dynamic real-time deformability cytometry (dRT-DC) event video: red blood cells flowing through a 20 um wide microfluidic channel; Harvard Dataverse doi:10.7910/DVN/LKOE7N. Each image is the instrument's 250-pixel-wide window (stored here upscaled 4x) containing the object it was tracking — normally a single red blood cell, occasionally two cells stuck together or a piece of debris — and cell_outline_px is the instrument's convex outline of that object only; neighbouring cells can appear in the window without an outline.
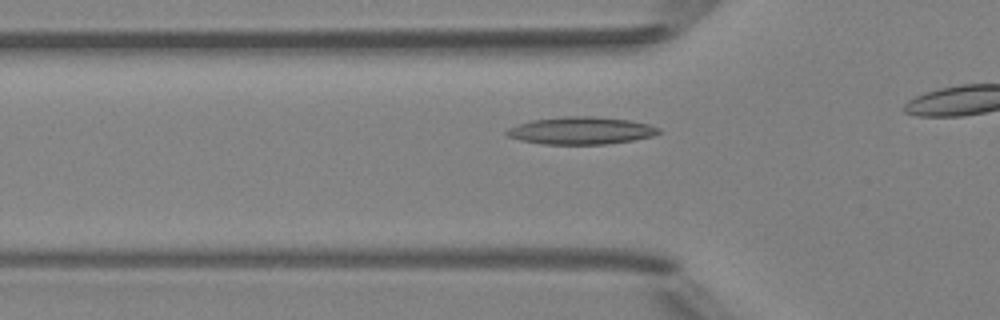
{"species": "Egyptian fruit bat (a non-hibernating species)", "species_latin": "Rousettus aegyptiacus", "temperature_condition": "room temperature", "stored_images_in_passage": 20, "camera_frame_rate_fps": 3000, "um_per_image_px": 0.085, "animal": {"sex": "female"}, "frame": {"image": 1, "passage_image": 12, "time_ms": 3.667, "image_size_px": [1000, 320], "cell_outline_px": [[660, 132], [652, 136], [632, 140], [604, 144], [544, 144], [520, 140], [508, 136], [504, 132], [508, 128], [532, 120], [560, 116], [592, 116], [632, 120], [648, 124], [660, 128]], "centroid_in_image_um": [49.38, 11.09], "position_along_channel_um": 76.4, "area_um2": 24.22}}
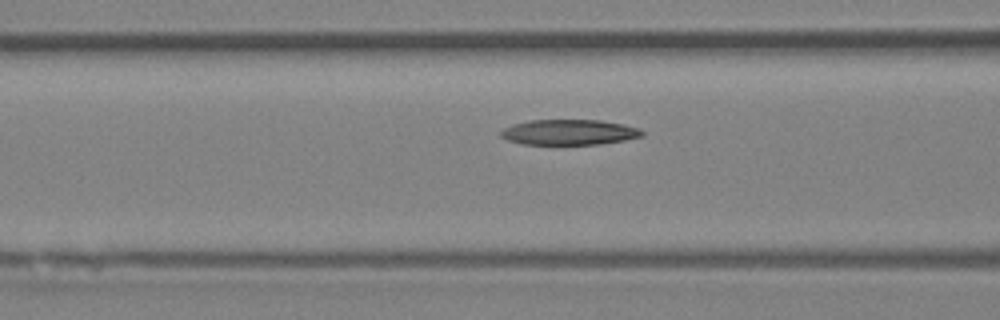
{"frame": {"image": 2, "passage_image": 15, "time_ms": 4.667, "image_size_px": [1000, 320], "cell_outline_px": [[644, 136], [624, 140], [600, 144], [520, 144], [508, 140], [500, 136], [500, 132], [504, 128], [512, 124], [528, 120], [600, 120], [624, 124], [640, 128], [644, 132]], "centroid_in_image_um": [48.38, 11.23], "position_along_channel_um": 118.2, "area_um2": 21.04}}